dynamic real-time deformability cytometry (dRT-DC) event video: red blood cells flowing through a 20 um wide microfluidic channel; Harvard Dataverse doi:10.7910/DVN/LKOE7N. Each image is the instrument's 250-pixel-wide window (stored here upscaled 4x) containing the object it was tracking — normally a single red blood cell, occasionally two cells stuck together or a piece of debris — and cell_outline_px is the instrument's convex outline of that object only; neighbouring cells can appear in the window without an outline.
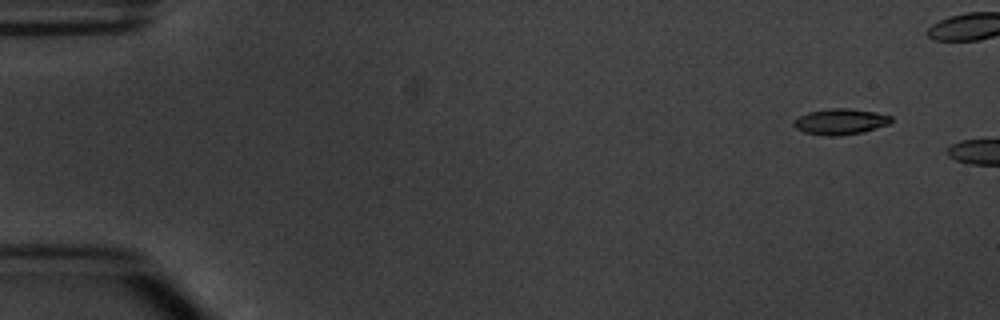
{"species": "common noctule bat (a hibernating species)", "species_latin": "Nyctalus noctula", "temperature_condition": "warm", "stored_images_in_passage": 2, "camera_frame_rate_fps": 3000, "um_per_image_px": 0.085, "animal": {"sex": "male", "body_mass_g": 20.1, "forearm_length_mm": 53.5}, "frame": {"image": 1, "passage_image": 1, "time_ms": 0.0, "image_size_px": [1000, 320], "cell_outline_px": [[892, 120], [888, 124], [876, 128], [860, 132], [836, 136], [828, 136], [804, 132], [796, 128], [792, 124], [800, 116], [808, 112], [832, 108], [848, 108], [876, 112], [892, 116]], "centroid_in_image_um": [71.44, 10.33], "position_along_channel_um": 13.6, "area_um2": 14.45}}